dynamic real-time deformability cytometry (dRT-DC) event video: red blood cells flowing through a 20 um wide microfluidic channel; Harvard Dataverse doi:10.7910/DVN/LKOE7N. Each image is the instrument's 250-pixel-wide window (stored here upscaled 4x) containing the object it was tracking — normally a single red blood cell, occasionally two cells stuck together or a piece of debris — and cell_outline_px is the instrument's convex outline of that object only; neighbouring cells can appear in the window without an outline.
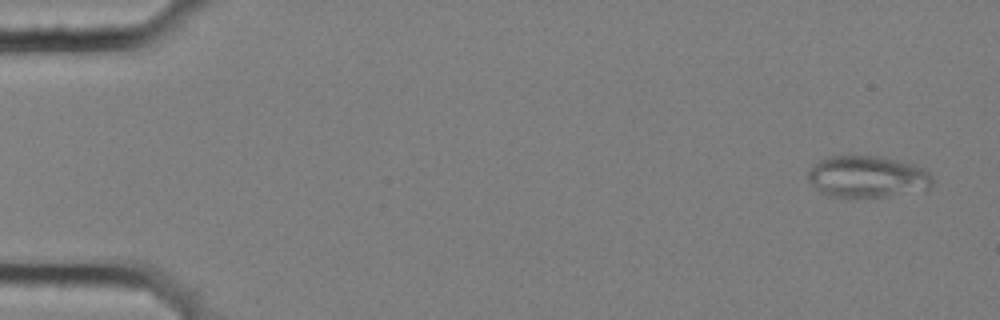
{"species": "common noctule bat (a hibernating species)", "species_latin": "Nyctalus noctula", "temperature_condition": "cold", "stored_images_in_passage": 6, "camera_frame_rate_fps": 3000, "um_per_image_px": 0.085, "animal": {"sex": "female", "body_mass_g": 25.1}, "frame": {"image": 1, "passage_image": 1, "time_ms": 0.0, "image_size_px": [1000, 320], "cell_outline_px": [[932, 184], [928, 188], [884, 196], [828, 196], [820, 192], [812, 184], [808, 176], [808, 172], [820, 160], [828, 156], [876, 156], [912, 164], [924, 168], [932, 176]], "centroid_in_image_um": [73.7, 15.0], "position_along_channel_um": 11.3, "area_um2": 29.42}}